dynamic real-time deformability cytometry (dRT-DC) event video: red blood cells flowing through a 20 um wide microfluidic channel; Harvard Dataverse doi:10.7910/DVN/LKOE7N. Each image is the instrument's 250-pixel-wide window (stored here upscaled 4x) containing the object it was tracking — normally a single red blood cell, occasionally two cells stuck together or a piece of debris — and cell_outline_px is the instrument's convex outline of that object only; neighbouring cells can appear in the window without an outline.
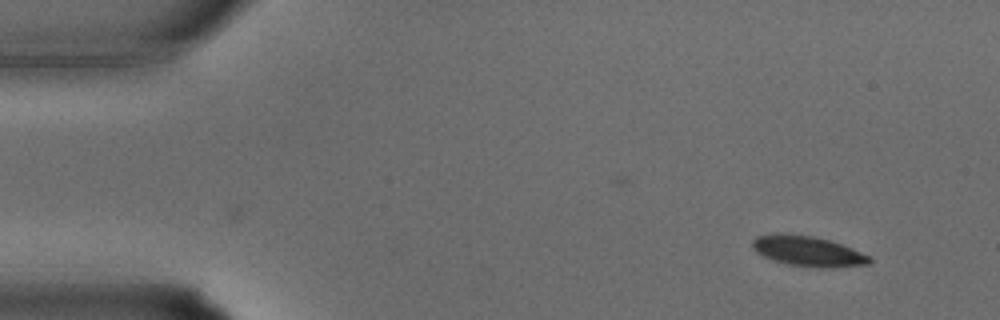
{"species": "common noctule bat (a hibernating species)", "species_latin": "Nyctalus noctula", "temperature_condition": "warm", "stored_images_in_passage": 26, "camera_frame_rate_fps": 3000, "um_per_image_px": 0.085, "animal": {"sex": "male", "body_mass_g": 15.6}, "frame": {"image": 1, "passage_image": 1, "time_ms": 0.0, "image_size_px": [1000, 320], "cell_outline_px": [[872, 260], [868, 264], [832, 268], [820, 268], [788, 264], [764, 256], [756, 252], [752, 248], [752, 240], [756, 236], [776, 232], [780, 232], [812, 236], [828, 240], [852, 248], [872, 256]], "centroid_in_image_um": [68.67, 21.34], "position_along_channel_um": 16.3, "area_um2": 20.75}}
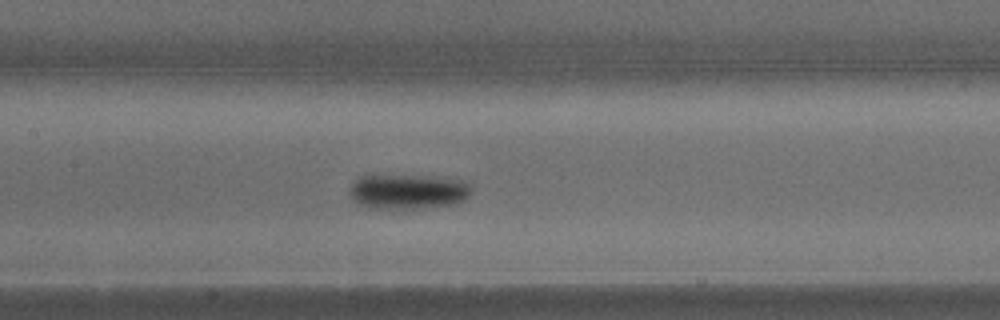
{"frame": {"image": 2, "passage_image": 14, "time_ms": 4.333, "image_size_px": [1000, 320], "cell_outline_px": [[472, 192], [464, 200], [452, 204], [416, 208], [368, 208], [356, 204], [352, 200], [348, 192], [352, 184], [360, 176], [428, 176], [464, 180], [468, 184]], "centroid_in_image_um": [34.64, 16.29], "position_along_channel_um": 172.8, "area_um2": 24.62}}
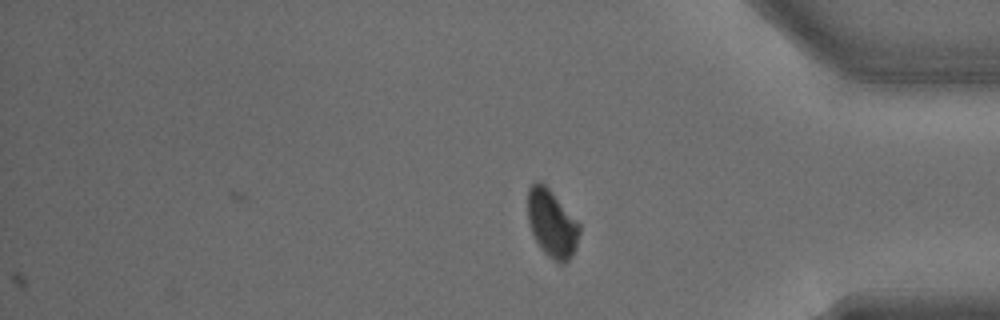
{"frame": {"image": 3, "passage_image": 26, "time_ms": 8.333, "image_size_px": [1000, 320], "cell_outline_px": [[580, 232], [576, 248], [572, 256], [564, 264], [556, 264], [540, 248], [528, 224], [528, 188], [536, 180], [540, 180], [552, 192], [580, 224]], "centroid_in_image_um": [46.91, 19.02], "position_along_channel_um": 388.3, "area_um2": 20.52}}